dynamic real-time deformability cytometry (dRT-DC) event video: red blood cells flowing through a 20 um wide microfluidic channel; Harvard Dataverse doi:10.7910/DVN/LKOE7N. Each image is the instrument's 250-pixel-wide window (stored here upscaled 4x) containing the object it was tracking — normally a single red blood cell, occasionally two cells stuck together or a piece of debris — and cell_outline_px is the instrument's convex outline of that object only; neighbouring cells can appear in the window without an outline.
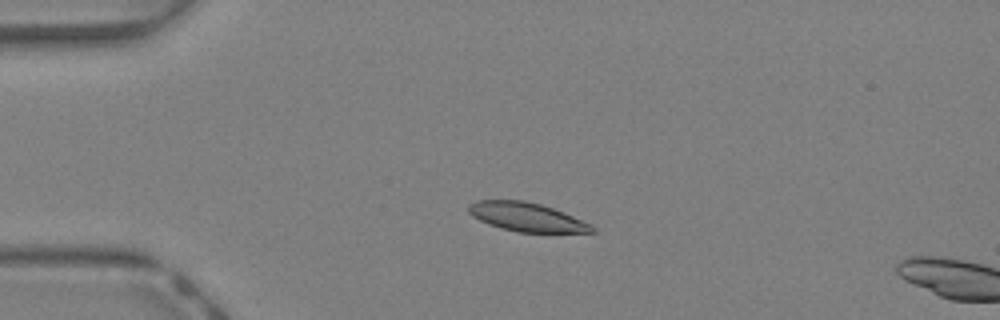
{"species": "Egyptian fruit bat (a non-hibernating species)", "species_latin": "Rousettus aegyptiacus", "temperature_condition": "warm", "stored_images_in_passage": 12, "camera_frame_rate_fps": 3000, "um_per_image_px": 0.085, "animal": {"sex": "female"}, "frame": {"image": 1, "passage_image": 9, "time_ms": 2.667, "image_size_px": [1000, 320], "cell_outline_px": [[596, 232], [516, 232], [500, 228], [488, 224], [472, 216], [468, 212], [468, 204], [476, 200], [524, 200], [540, 204], [564, 212], [592, 224], [596, 228]], "centroid_in_image_um": [44.76, 18.44], "position_along_channel_um": 40.2, "area_um2": 20.81}}